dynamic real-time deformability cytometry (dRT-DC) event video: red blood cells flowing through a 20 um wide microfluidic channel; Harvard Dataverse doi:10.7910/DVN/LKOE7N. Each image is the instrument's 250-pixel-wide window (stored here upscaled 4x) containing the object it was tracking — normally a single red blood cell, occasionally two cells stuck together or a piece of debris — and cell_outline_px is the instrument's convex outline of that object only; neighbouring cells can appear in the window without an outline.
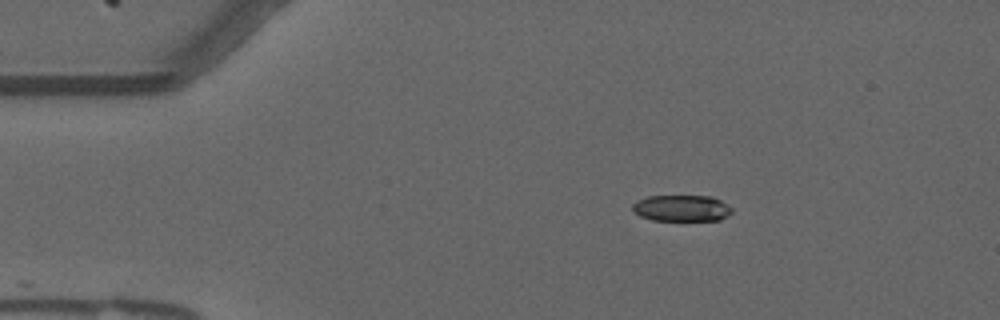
{"species": "common noctule bat (a hibernating species)", "species_latin": "Nyctalus noctula", "temperature_condition": "warm", "stored_images_in_passage": 25, "camera_frame_rate_fps": 3000, "um_per_image_px": 0.085, "animal": {"sex": "male", "forearm_length_mm": 52.5}, "frame": {"image": 1, "passage_image": 1, "time_ms": 0.0, "image_size_px": [1000, 320], "cell_outline_px": [[732, 212], [728, 216], [720, 220], [652, 220], [640, 216], [632, 208], [632, 204], [636, 200], [648, 196], [712, 196], [720, 200], [732, 208]], "centroid_in_image_um": [57.94, 17.69], "position_along_channel_um": 27.1, "area_um2": 15.26}}
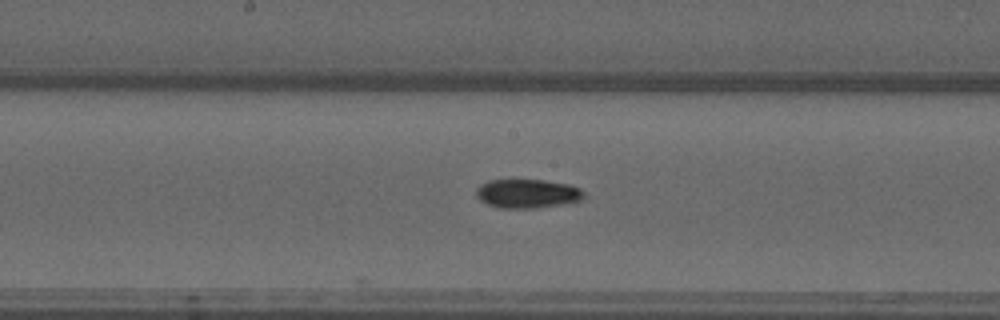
{"frame": {"image": 2, "passage_image": 20, "time_ms": 6.333, "image_size_px": [1000, 320], "cell_outline_px": [[584, 196], [580, 200], [564, 204], [536, 208], [500, 208], [488, 204], [480, 200], [476, 196], [476, 188], [480, 184], [488, 180], [544, 180], [568, 184], [580, 188], [584, 192]], "centroid_in_image_um": [44.81, 16.45], "position_along_channel_um": 203.4, "area_um2": 18.21}}
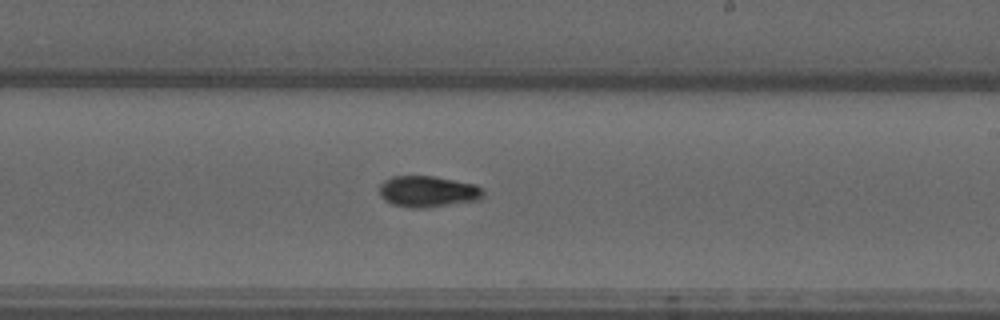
{"frame": {"image": 3, "passage_image": 24, "time_ms": 7.667, "image_size_px": [1000, 320], "cell_outline_px": [[484, 196], [480, 200], [424, 208], [408, 208], [392, 204], [384, 200], [380, 196], [380, 184], [384, 180], [392, 176], [436, 176], [476, 184], [484, 192]], "centroid_in_image_um": [36.37, 16.28], "position_along_channel_um": 252.6, "area_um2": 19.13}}